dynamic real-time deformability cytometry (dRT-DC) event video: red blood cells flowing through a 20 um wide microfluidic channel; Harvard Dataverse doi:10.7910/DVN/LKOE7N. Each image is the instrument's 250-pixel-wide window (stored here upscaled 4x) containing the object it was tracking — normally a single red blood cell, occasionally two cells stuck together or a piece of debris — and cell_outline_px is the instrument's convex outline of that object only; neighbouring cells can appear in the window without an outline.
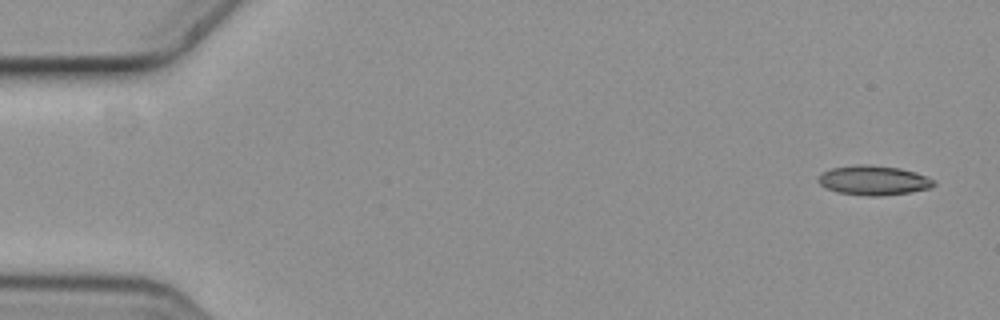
{"species": "common noctule bat (a hibernating species)", "species_latin": "Nyctalus noctula", "temperature_condition": "cold", "stored_images_in_passage": 6, "camera_frame_rate_fps": 3000, "um_per_image_px": 0.085, "animal": {"sex": "female", "body_mass_g": 19.3, "forearm_length_mm": 54.1}, "frame": {"image": 1, "passage_image": 1, "time_ms": 0.0, "image_size_px": [1000, 320], "cell_outline_px": [[936, 184], [928, 188], [908, 192], [880, 196], [868, 196], [840, 192], [828, 188], [820, 184], [816, 180], [820, 172], [832, 168], [864, 164], [900, 168], [916, 172], [932, 180]], "centroid_in_image_um": [74.21, 15.32], "position_along_channel_um": 10.8, "area_um2": 19.54}}
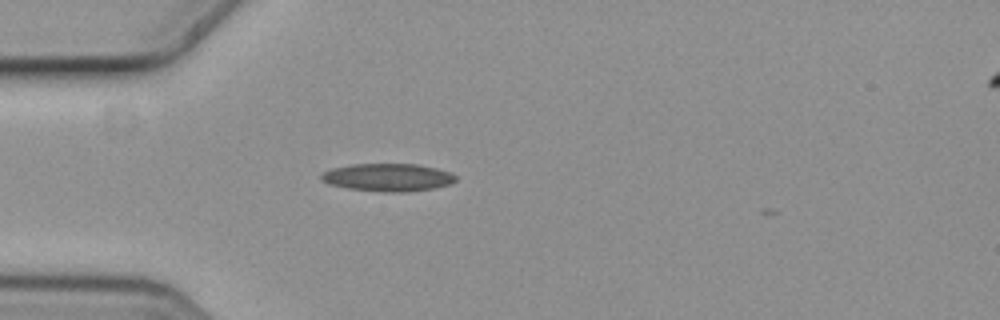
{"frame": {"image": 2, "passage_image": 5, "time_ms": 1.333, "image_size_px": [1000, 320], "cell_outline_px": [[456, 180], [452, 184], [432, 188], [408, 192], [384, 192], [348, 188], [328, 184], [320, 180], [320, 176], [324, 172], [332, 168], [352, 164], [420, 164], [452, 172], [456, 176]], "centroid_in_image_um": [32.99, 15.07], "position_along_channel_um": 52.0, "area_um2": 21.91}}